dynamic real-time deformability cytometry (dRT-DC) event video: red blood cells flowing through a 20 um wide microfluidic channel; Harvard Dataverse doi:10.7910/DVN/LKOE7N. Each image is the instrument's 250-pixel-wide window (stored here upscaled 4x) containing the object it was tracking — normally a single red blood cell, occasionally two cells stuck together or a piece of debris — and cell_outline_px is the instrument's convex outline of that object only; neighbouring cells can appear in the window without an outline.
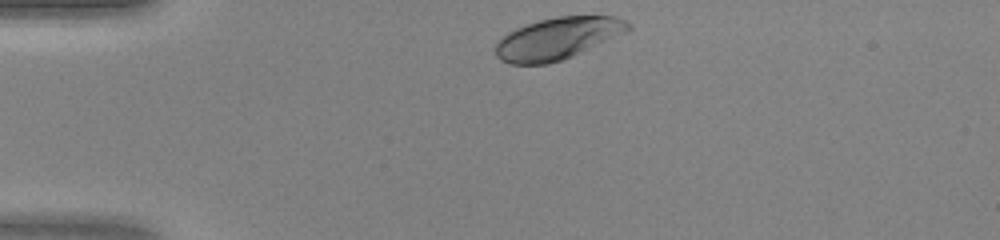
{"species": "human", "species_latin": "Homo sapiens", "temperature_condition": "warm", "stored_images_in_passage": 29, "camera_frame_rate_fps": 3000, "um_per_image_px": 0.085, "donor": {"sex": "female"}, "frame": {"image": 1, "passage_image": 1, "time_ms": 0.0, "image_size_px": [1000, 240], "cell_outline_px": [[632, 28], [628, 32], [572, 56], [548, 64], [508, 64], [500, 60], [496, 56], [496, 44], [500, 36], [516, 28], [540, 20], [556, 16], [616, 16], [632, 24]], "centroid_in_image_um": [47.41, 3.27], "position_along_channel_um": 37.6, "area_um2": 32.48}}
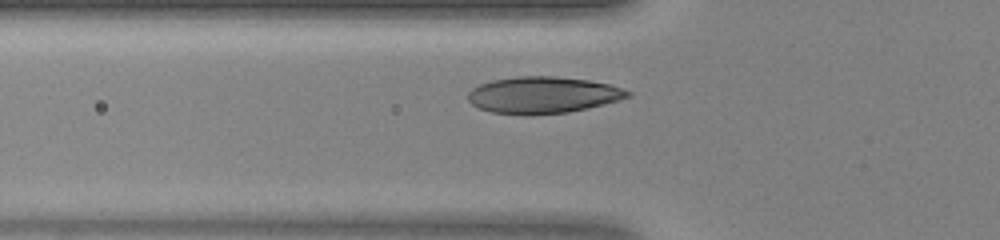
{"frame": {"image": 2, "passage_image": 7, "time_ms": 2.0, "image_size_px": [1000, 240], "cell_outline_px": [[632, 96], [620, 100], [588, 108], [568, 112], [532, 116], [492, 112], [480, 108], [472, 104], [468, 100], [468, 92], [472, 88], [480, 84], [492, 80], [516, 76], [556, 76], [588, 80], [608, 84], [632, 92]], "centroid_in_image_um": [46.14, 8.08], "position_along_channel_um": 79.7, "area_um2": 34.33}}
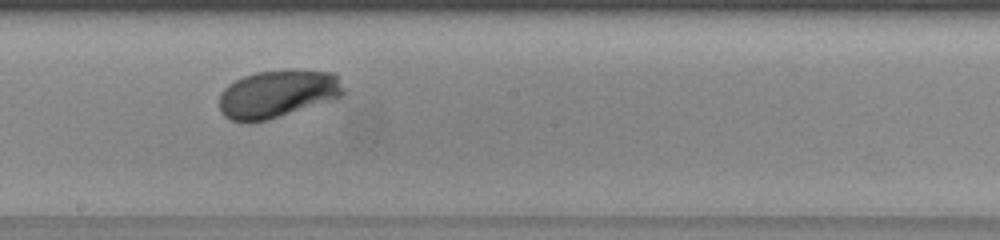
{"frame": {"image": 3, "passage_image": 17, "time_ms": 5.333, "image_size_px": [1000, 240], "cell_outline_px": [[344, 92], [340, 96], [332, 100], [264, 120], [232, 120], [224, 116], [220, 112], [220, 92], [228, 84], [244, 76], [256, 72], [288, 68], [332, 72], [336, 76], [344, 88]], "centroid_in_image_um": [23.59, 7.92], "position_along_channel_um": 224.6, "area_um2": 34.22}}